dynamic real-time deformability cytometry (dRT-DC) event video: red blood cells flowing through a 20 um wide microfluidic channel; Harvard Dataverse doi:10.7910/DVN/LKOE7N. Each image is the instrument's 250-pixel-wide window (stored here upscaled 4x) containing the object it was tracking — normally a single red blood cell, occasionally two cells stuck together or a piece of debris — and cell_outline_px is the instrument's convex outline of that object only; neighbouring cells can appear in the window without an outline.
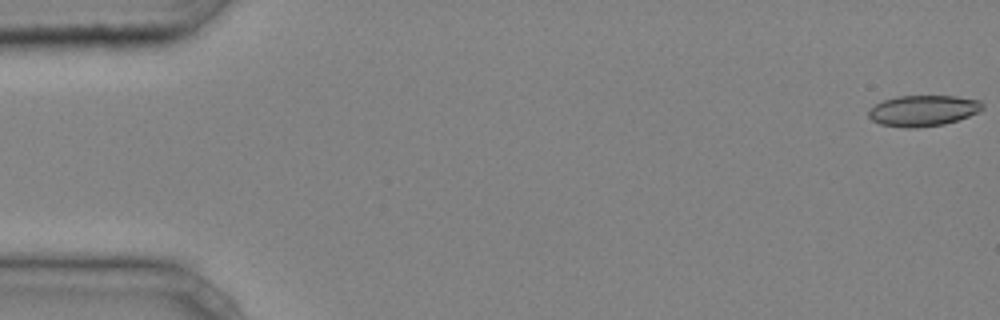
{"species": "common noctule bat (a hibernating species)", "species_latin": "Nyctalus noctula", "temperature_condition": "cold", "stored_images_in_passage": 43, "camera_frame_rate_fps": 3000, "um_per_image_px": 0.085, "animal": {"sex": "male", "body_mass_g": 20.4}, "frame": {"image": 1, "passage_image": 1, "time_ms": 0.0, "image_size_px": [1000, 320], "cell_outline_px": [[984, 108], [980, 112], [944, 124], [916, 128], [904, 128], [880, 124], [872, 120], [868, 116], [868, 112], [876, 104], [884, 100], [900, 96], [956, 96], [980, 100], [984, 104]], "centroid_in_image_um": [78.49, 9.41], "position_along_channel_um": 6.5, "area_um2": 20.52}}
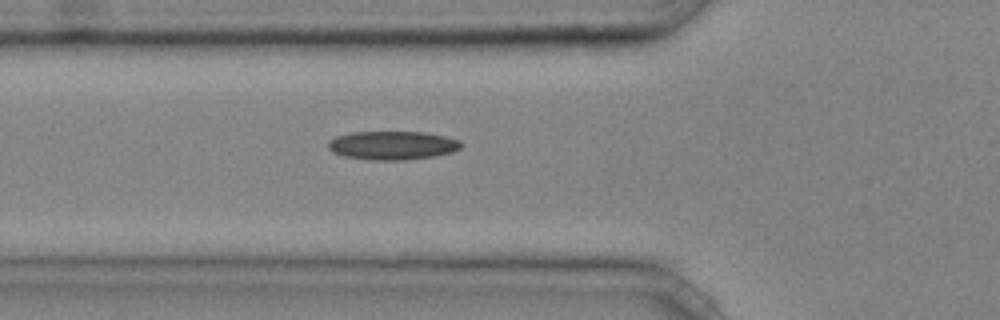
{"frame": {"image": 2, "passage_image": 17, "time_ms": 5.333, "image_size_px": [1000, 320], "cell_outline_px": [[464, 144], [460, 148], [452, 152], [432, 156], [404, 160], [368, 160], [344, 156], [332, 152], [328, 148], [328, 140], [336, 136], [352, 132], [424, 132], [444, 136], [460, 140]], "centroid_in_image_um": [33.34, 12.35], "position_along_channel_um": 92.5, "area_um2": 22.25}}
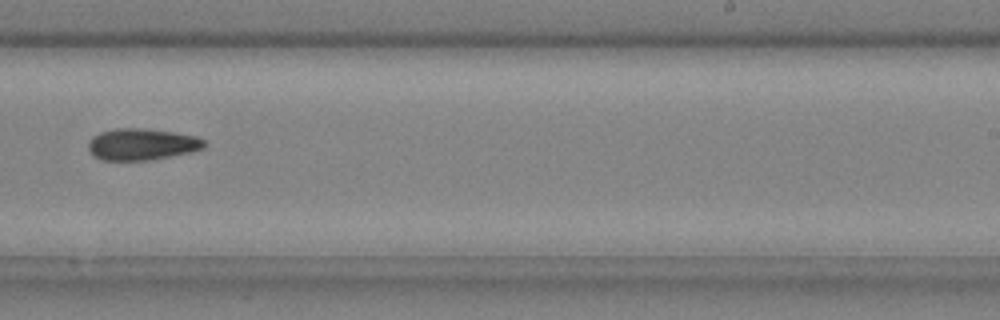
{"frame": {"image": 3, "passage_image": 30, "time_ms": 9.667, "image_size_px": [1000, 320], "cell_outline_px": [[208, 144], [204, 148], [192, 152], [148, 160], [104, 160], [96, 156], [88, 148], [88, 144], [100, 132], [116, 128], [144, 128], [172, 132], [196, 136], [204, 140]], "centroid_in_image_um": [12.12, 12.26], "position_along_channel_um": 276.9, "area_um2": 21.1}}